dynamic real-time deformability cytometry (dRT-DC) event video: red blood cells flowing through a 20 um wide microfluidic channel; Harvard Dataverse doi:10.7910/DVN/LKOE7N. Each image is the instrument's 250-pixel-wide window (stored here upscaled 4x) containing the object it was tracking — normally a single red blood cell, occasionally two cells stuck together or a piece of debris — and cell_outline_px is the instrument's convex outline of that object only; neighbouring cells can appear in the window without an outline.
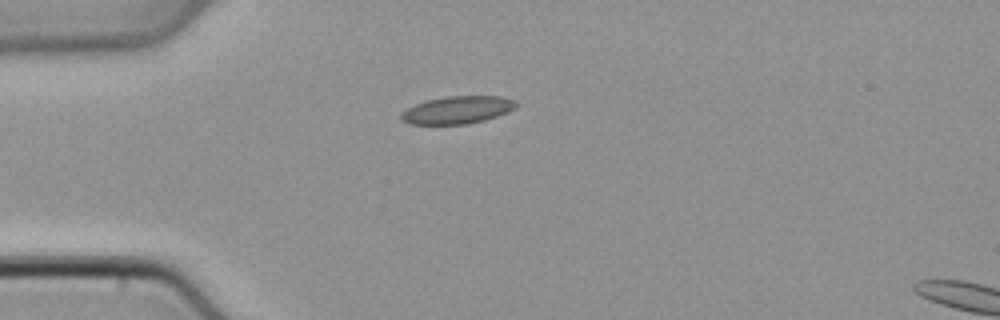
{"species": "common noctule bat (a hibernating species)", "species_latin": "Nyctalus noctula", "temperature_condition": "cold", "stored_images_in_passage": 37, "camera_frame_rate_fps": 3000, "um_per_image_px": 0.085, "animal": {"sex": "male", "body_mass_g": 21.5, "forearm_length_mm": 52.0}, "frame": {"image": 1, "passage_image": 1, "time_ms": 0.0, "image_size_px": [1000, 320], "cell_outline_px": [[516, 108], [508, 112], [484, 120], [468, 124], [408, 124], [400, 120], [400, 112], [424, 100], [444, 96], [504, 96], [516, 100]], "centroid_in_image_um": [38.86, 9.34], "position_along_channel_um": 46.1, "area_um2": 18.73}}
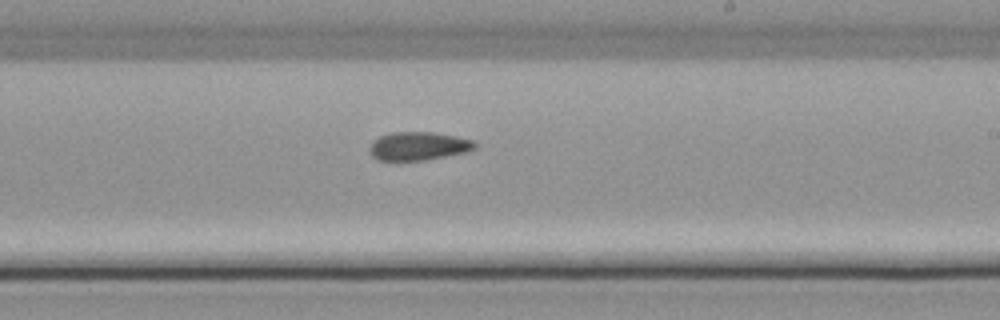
{"frame": {"image": 2, "passage_image": 17, "time_ms": 5.333, "image_size_px": [1000, 320], "cell_outline_px": [[476, 148], [468, 152], [424, 160], [380, 160], [372, 156], [368, 148], [372, 140], [388, 132], [436, 132], [476, 140]], "centroid_in_image_um": [35.58, 12.4], "position_along_channel_um": 253.4, "area_um2": 17.69}}
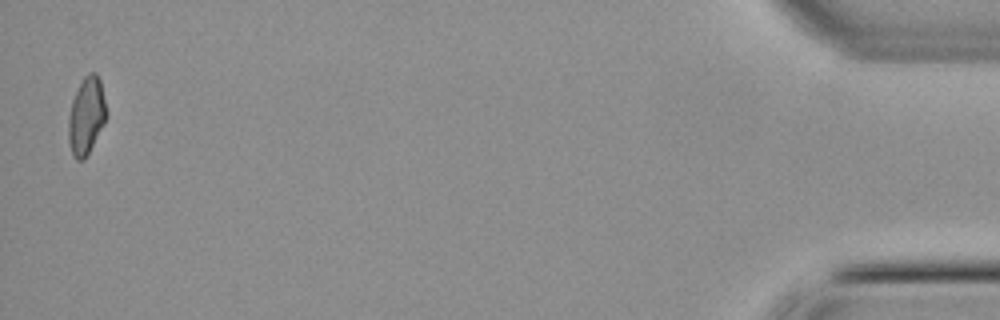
{"frame": {"image": 3, "passage_image": 36, "time_ms": 11.667, "image_size_px": [1000, 320], "cell_outline_px": [[108, 116], [104, 124], [84, 160], [76, 160], [72, 156], [68, 140], [68, 116], [72, 100], [84, 76], [88, 72], [96, 72], [100, 80]], "centroid_in_image_um": [7.33, 9.86], "position_along_channel_um": 427.9, "area_um2": 17.17}}